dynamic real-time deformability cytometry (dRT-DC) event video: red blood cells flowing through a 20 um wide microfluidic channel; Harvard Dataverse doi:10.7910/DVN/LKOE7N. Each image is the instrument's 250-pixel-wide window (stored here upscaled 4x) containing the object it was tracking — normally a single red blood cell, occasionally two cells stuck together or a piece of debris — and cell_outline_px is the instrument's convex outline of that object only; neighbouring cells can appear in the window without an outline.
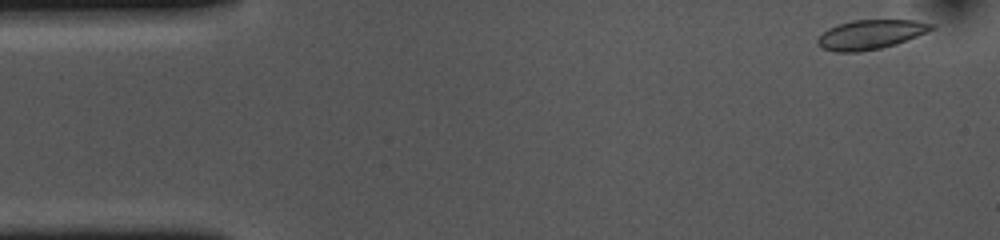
{"species": "common noctule bat (a hibernating species)", "species_latin": "Nyctalus noctula", "temperature_condition": "cold", "stored_images_in_passage": 52, "camera_frame_rate_fps": 3000, "um_per_image_px": 0.085, "animal": {"sex": "female", "body_mass_g": 10.0, "forearm_length_mm": 53.1}, "frame": {"image": 1, "passage_image": 1, "time_ms": 0.0, "image_size_px": [1000, 240], "cell_outline_px": [[936, 28], [896, 44], [880, 48], [860, 52], [836, 52], [824, 48], [816, 44], [816, 40], [828, 28], [852, 20], [916, 20], [936, 24]], "centroid_in_image_um": [74.01, 2.93], "position_along_channel_um": 11.0, "area_um2": 19.42}}
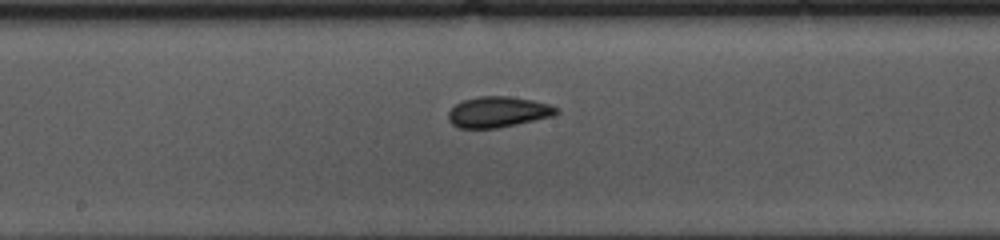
{"frame": {"image": 2, "passage_image": 25, "time_ms": 8.0, "image_size_px": [1000, 240], "cell_outline_px": [[560, 112], [552, 116], [516, 124], [496, 128], [460, 128], [452, 124], [448, 120], [448, 112], [456, 104], [464, 100], [480, 96], [508, 96], [532, 100], [548, 104], [560, 108]], "centroid_in_image_um": [42.34, 9.51], "position_along_channel_um": 205.9, "area_um2": 19.25}}
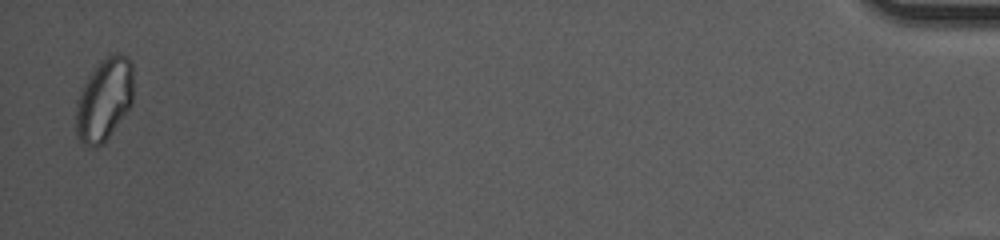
{"frame": {"image": 3, "passage_image": 51, "time_ms": 16.667, "image_size_px": [1000, 240], "cell_outline_px": [[132, 104], [108, 136], [96, 148], [88, 148], [76, 136], [76, 100], [80, 88], [96, 64], [108, 52], [116, 52], [128, 56], [132, 60]], "centroid_in_image_um": [8.83, 8.39], "position_along_channel_um": 426.4, "area_um2": 28.09}, "authors_computed_cell_mechanics": {"area_um2": 19.4208, "velocity_mm_per_s": 3.6611, "shape_relaxation_time_tau1_ms": 6.8387, "shape_relaxation_time_tau2_ms": 2.5216, "deformation_change_tau1": 0.1002, "deformation_change_tau2": 0.0398}}